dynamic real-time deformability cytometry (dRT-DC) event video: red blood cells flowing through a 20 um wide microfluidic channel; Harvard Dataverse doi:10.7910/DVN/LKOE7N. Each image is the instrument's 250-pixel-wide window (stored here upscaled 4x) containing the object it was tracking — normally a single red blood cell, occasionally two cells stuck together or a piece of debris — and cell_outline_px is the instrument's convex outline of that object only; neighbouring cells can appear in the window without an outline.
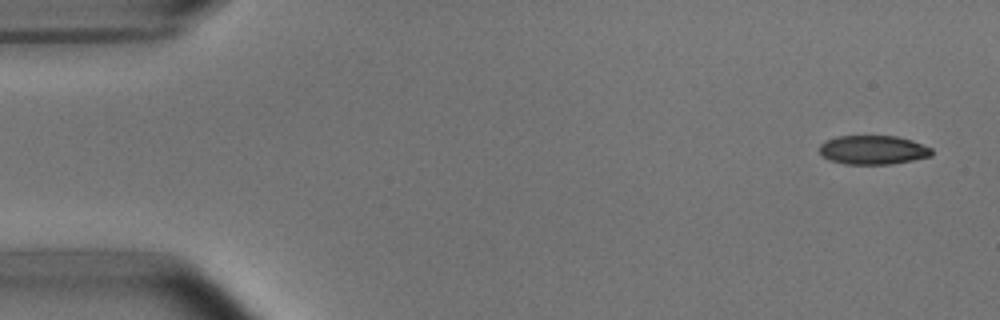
{"species": "common noctule bat (a hibernating species)", "species_latin": "Nyctalus noctula", "temperature_condition": "room temperature", "stored_images_in_passage": 5, "camera_frame_rate_fps": 3000, "um_per_image_px": 0.085, "animal": {"sex": "male", "body_mass_g": 15.6}, "frame": {"image": 1, "passage_image": 1, "time_ms": 0.0, "image_size_px": [1000, 320], "cell_outline_px": [[932, 156], [892, 164], [844, 164], [828, 160], [820, 152], [820, 144], [828, 140], [840, 136], [896, 136], [912, 140], [932, 148]], "centroid_in_image_um": [74.23, 12.75], "position_along_channel_um": 10.8, "area_um2": 18.9}}
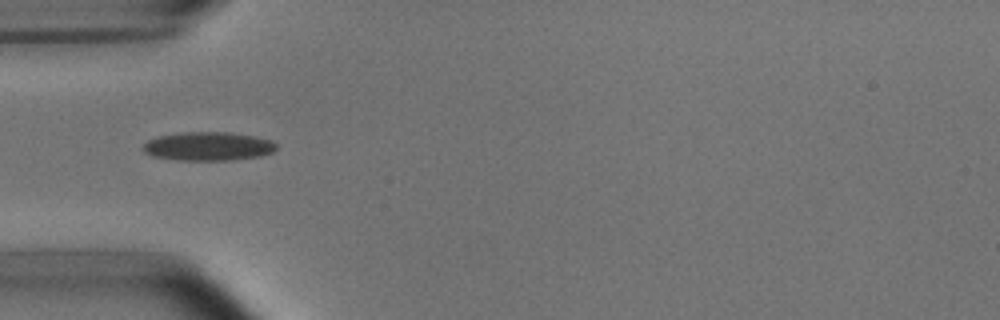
{"frame": {"image": 2, "passage_image": 5, "time_ms": 4.667, "image_size_px": [1000, 320], "cell_outline_px": [[276, 148], [272, 152], [260, 156], [228, 160], [176, 160], [152, 156], [144, 152], [144, 144], [148, 140], [160, 136], [180, 132], [228, 132], [256, 136], [272, 140], [276, 144]], "centroid_in_image_um": [17.7, 12.43], "position_along_channel_um": 67.3, "area_um2": 22.25}}